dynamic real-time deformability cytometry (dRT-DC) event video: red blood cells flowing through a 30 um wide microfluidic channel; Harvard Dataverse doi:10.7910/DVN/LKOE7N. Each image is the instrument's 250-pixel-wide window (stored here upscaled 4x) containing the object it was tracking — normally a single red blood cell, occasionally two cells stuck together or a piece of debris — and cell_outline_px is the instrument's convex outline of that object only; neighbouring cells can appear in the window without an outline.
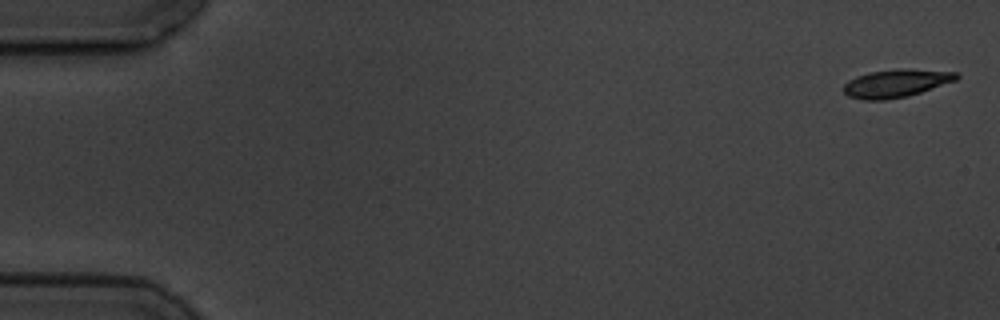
{"species": "common noctule bat (a hibernating species)", "species_latin": "Nyctalus noctula", "temperature_condition": "cold", "stored_images_in_passage": 15, "camera_frame_rate_fps": 3000, "um_per_image_px": 0.085, "animal": {"sex": "male", "body_mass_g": 19.5, "forearm_length_mm": 54.6}, "frame": {"image": 1, "passage_image": 1, "time_ms": 0.0, "image_size_px": [1000, 320], "cell_outline_px": [[960, 76], [956, 80], [908, 96], [884, 100], [864, 100], [848, 96], [844, 92], [844, 84], [848, 80], [856, 76], [868, 72], [900, 68], [960, 72]], "centroid_in_image_um": [76.16, 7.07], "position_along_channel_um": 8.8, "area_um2": 18.44}}
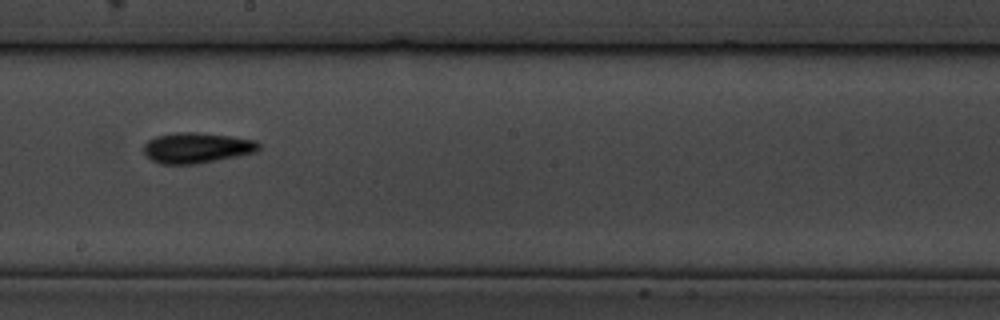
{"frame": {"image": 2, "passage_image": 9, "time_ms": 10.333, "image_size_px": [1000, 320], "cell_outline_px": [[260, 148], [256, 152], [196, 164], [160, 164], [152, 160], [144, 152], [144, 144], [148, 140], [156, 136], [172, 132], [196, 132], [232, 136], [256, 140], [260, 144]], "centroid_in_image_um": [16.72, 12.55], "position_along_channel_um": 231.5, "area_um2": 20.52}}
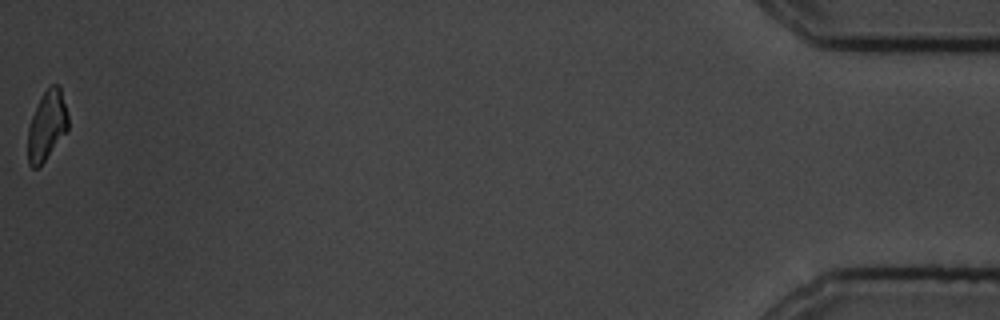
{"frame": {"image": 3, "passage_image": 15, "time_ms": 18.667, "image_size_px": [1000, 320], "cell_outline_px": [[68, 128], [44, 160], [36, 168], [32, 168], [28, 164], [28, 128], [32, 116], [44, 92], [52, 84], [60, 84], [68, 116]], "centroid_in_image_um": [3.98, 10.64], "position_along_channel_um": 431.2, "area_um2": 15.84}, "authors_computed_cell_mechanics": {"area_um2": 18.6694, "velocity_mm_per_s": 3.5239, "shape_relaxation_time_tau1_ms": 2.4735, "shape_relaxation_time_tau2_ms": null, "deformation_change_tau1": 0.0864, "deformation_change_tau2": null}}